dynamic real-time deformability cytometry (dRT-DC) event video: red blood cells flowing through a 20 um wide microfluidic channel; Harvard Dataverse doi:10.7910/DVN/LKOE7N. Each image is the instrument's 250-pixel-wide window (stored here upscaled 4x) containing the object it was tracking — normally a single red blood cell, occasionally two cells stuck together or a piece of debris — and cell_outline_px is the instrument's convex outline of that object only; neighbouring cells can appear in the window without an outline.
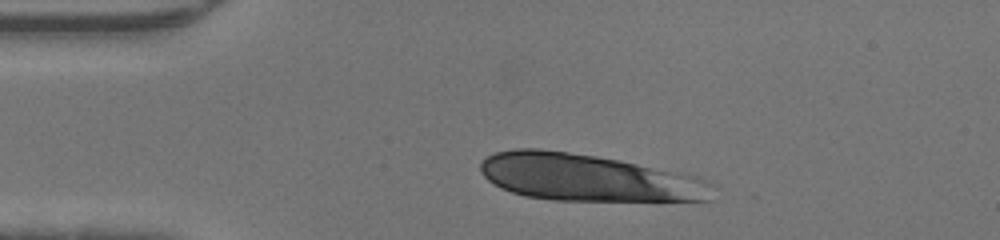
{"species": "human", "species_latin": "Homo sapiens", "temperature_condition": "warm", "stored_images_in_passage": 13, "camera_frame_rate_fps": 3000, "um_per_image_px": 0.085, "donor": {"sex": "male"}, "frame": {"image": 1, "passage_image": 6, "time_ms": 1.667, "image_size_px": [1000, 240], "cell_outline_px": [[712, 200], [552, 200], [524, 196], [500, 188], [488, 180], [484, 176], [480, 168], [480, 164], [488, 156], [496, 152], [516, 148], [536, 148], [568, 152], [596, 156], [620, 160], [700, 176], [708, 180], [712, 184]], "centroid_in_image_um": [49.99, 15.09], "position_along_channel_um": 35.0, "area_um2": 63.52}}